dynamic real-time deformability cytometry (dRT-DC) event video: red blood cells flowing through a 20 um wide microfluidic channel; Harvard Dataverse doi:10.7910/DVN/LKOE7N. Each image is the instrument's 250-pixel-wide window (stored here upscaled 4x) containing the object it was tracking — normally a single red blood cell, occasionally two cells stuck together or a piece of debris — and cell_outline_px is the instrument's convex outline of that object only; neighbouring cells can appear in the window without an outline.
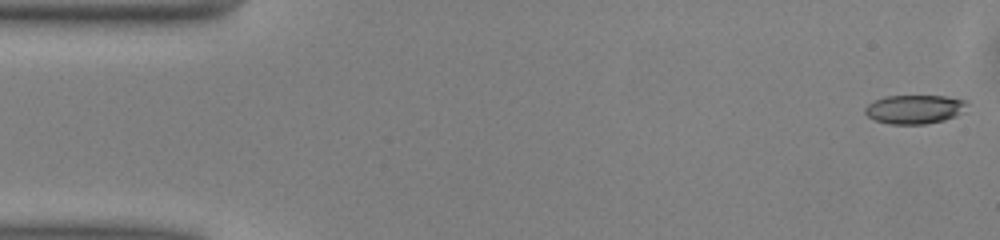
{"species": "common noctule bat (a hibernating species)", "species_latin": "Nyctalus noctula", "temperature_condition": "warm", "stored_images_in_passage": 50, "camera_frame_rate_fps": 3000, "um_per_image_px": 0.085, "animal": {"sex": "male", "body_mass_g": 13.0, "forearm_length_mm": 53.1}, "frame": {"image": 1, "passage_image": 1, "time_ms": 0.0, "image_size_px": [1000, 240], "cell_outline_px": [[968, 104], [964, 112], [956, 116], [944, 120], [924, 124], [888, 124], [876, 120], [868, 116], [864, 112], [864, 108], [868, 104], [884, 96], [944, 96], [968, 100]], "centroid_in_image_um": [77.77, 9.28], "position_along_channel_um": 7.2, "area_um2": 17.28}}
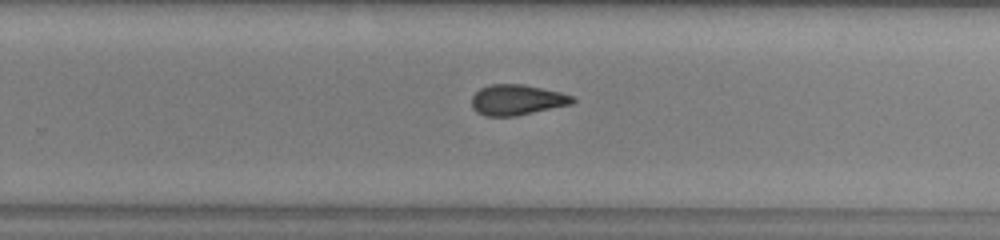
{"frame": {"image": 2, "passage_image": 31, "time_ms": 10.0, "image_size_px": [1000, 240], "cell_outline_px": [[576, 100], [572, 104], [516, 116], [484, 116], [476, 112], [472, 108], [472, 96], [480, 88], [492, 84], [524, 84], [560, 92], [572, 96]], "centroid_in_image_um": [43.92, 8.49], "position_along_channel_um": 285.9, "area_um2": 17.98}}
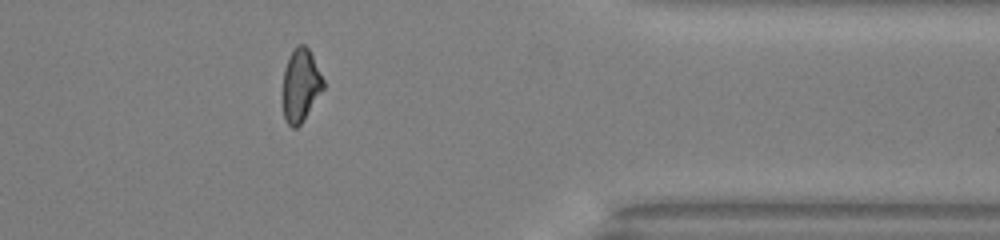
{"frame": {"image": 3, "passage_image": 40, "time_ms": 13.0, "image_size_px": [1000, 240], "cell_outline_px": [[324, 88], [300, 124], [296, 128], [292, 128], [284, 120], [284, 68], [288, 56], [292, 48], [296, 44], [304, 44], [308, 48], [324, 80]], "centroid_in_image_um": [25.55, 7.21], "position_along_channel_um": 385.9, "area_um2": 16.99}, "authors_computed_cell_mechanics": {"area_um2": 18.0047, "velocity_mm_per_s": 4.083, "shape_relaxation_time_tau1_ms": 8.2239, "shape_relaxation_time_tau2_ms": 3.268, "deformation_change_tau1": 0.1972, "deformation_change_tau2": 0.1094}}